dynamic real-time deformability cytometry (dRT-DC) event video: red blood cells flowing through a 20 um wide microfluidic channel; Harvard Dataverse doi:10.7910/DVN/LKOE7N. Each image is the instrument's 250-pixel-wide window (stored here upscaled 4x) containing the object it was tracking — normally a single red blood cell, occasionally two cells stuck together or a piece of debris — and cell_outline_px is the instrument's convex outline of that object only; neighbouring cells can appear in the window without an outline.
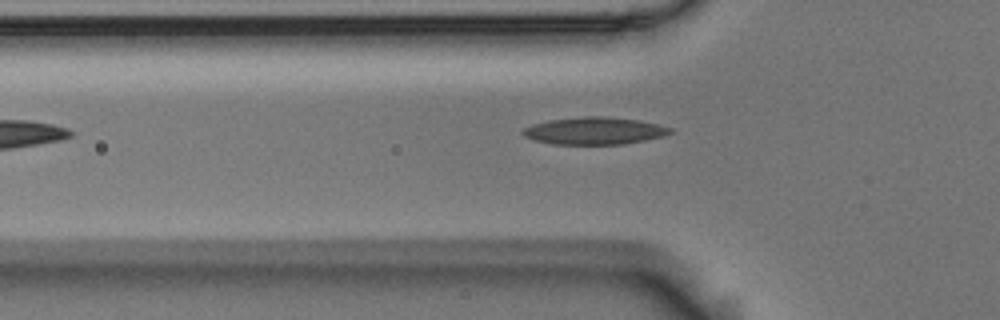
{"species": "Egyptian fruit bat (a non-hibernating species)", "species_latin": "Rousettus aegyptiacus", "temperature_condition": "room temperature", "stored_images_in_passage": 5, "camera_frame_rate_fps": 3000, "um_per_image_px": 0.085, "animal": {"sex": "male"}, "frame": {"image": 1, "passage_image": 5, "time_ms": 1.333, "image_size_px": [1000, 320], "cell_outline_px": [[676, 132], [664, 136], [624, 144], [552, 144], [532, 140], [524, 136], [520, 132], [524, 128], [532, 124], [548, 120], [584, 116], [600, 116], [640, 120], [672, 128]], "centroid_in_image_um": [50.51, 11.12], "position_along_channel_um": 75.3, "area_um2": 23.58}}